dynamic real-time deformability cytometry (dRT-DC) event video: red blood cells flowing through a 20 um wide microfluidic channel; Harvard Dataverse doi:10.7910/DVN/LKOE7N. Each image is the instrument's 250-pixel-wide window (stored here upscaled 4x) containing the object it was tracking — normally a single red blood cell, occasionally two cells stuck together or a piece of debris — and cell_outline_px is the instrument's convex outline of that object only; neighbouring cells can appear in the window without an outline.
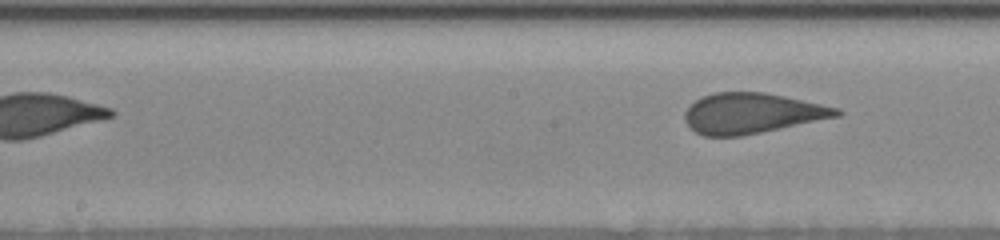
{"species": "human", "species_latin": "Homo sapiens", "temperature_condition": "room temperature", "stored_images_in_passage": 11, "segment_of_instrument_passage": [2, 2], "camera_frame_rate_fps": 3000, "um_per_image_px": 0.085, "donor": {"sex": "female"}, "frame": {"image": 1, "passage_image": 11, "time_ms": 5.667, "image_size_px": [1000, 240], "cell_outline_px": [[844, 112], [840, 116], [740, 136], [704, 136], [696, 132], [684, 120], [684, 112], [696, 100], [704, 96], [716, 92], [764, 92], [784, 96], [840, 108]], "centroid_in_image_um": [63.92, 9.62], "position_along_channel_um": 184.3, "area_um2": 35.43}}